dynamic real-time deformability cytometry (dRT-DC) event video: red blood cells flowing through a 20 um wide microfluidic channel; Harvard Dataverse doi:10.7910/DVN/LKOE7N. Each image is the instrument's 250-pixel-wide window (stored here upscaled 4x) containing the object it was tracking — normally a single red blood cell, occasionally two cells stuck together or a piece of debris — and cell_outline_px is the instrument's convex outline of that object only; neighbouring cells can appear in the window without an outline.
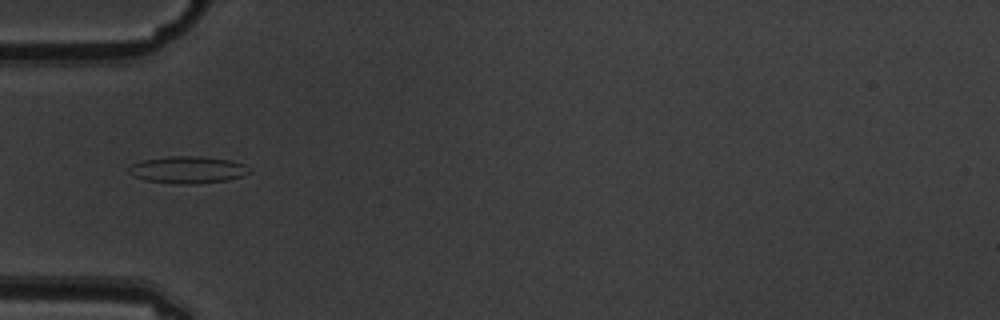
{"species": "common noctule bat (a hibernating species)", "species_latin": "Nyctalus noctula", "temperature_condition": "warm", "stored_images_in_passage": 6, "camera_frame_rate_fps": 3000, "um_per_image_px": 0.085, "animal": {"sex": "male", "body_mass_g": 19.5, "forearm_length_mm": 54.6}, "frame": {"image": 1, "passage_image": 6, "time_ms": 1.667, "image_size_px": [1000, 320], "cell_outline_px": [[252, 172], [244, 176], [228, 180], [192, 184], [176, 184], [144, 180], [128, 172], [128, 168], [132, 164], [144, 160], [168, 156], [200, 156], [232, 160], [244, 164], [252, 168]], "centroid_in_image_um": [16.03, 14.43], "position_along_channel_um": 69.0, "area_um2": 19.19}}